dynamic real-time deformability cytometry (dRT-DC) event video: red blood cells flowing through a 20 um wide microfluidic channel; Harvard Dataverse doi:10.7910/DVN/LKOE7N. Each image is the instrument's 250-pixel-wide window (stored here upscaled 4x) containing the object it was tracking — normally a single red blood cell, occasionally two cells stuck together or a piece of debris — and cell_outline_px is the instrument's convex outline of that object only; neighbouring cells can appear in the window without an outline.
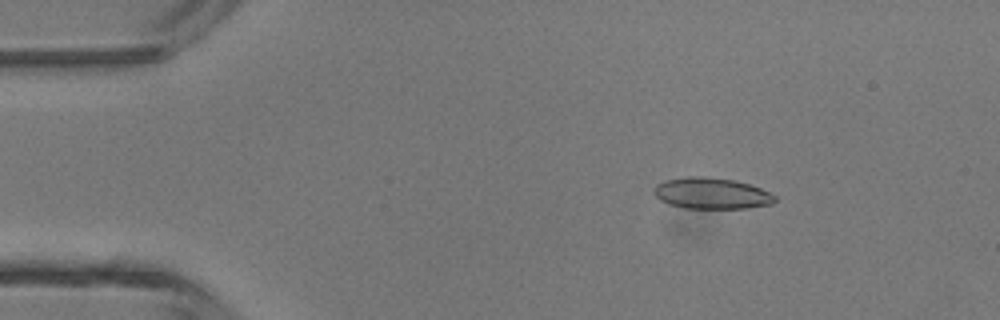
{"species": "common noctule bat (a hibernating species)", "species_latin": "Nyctalus noctula", "temperature_condition": "room temperature", "stored_images_in_passage": 4, "camera_frame_rate_fps": 3000, "um_per_image_px": 0.085, "animal": {"sex": "male", "body_mass_g": 13.3}, "frame": {"image": 1, "passage_image": 2, "time_ms": 0.333, "image_size_px": [1000, 320], "cell_outline_px": [[776, 200], [772, 204], [744, 208], [684, 208], [668, 204], [660, 200], [652, 192], [652, 188], [656, 184], [664, 180], [684, 176], [704, 176], [736, 180], [760, 188], [776, 196]], "centroid_in_image_um": [60.42, 16.42], "position_along_channel_um": 24.6, "area_um2": 22.2}}
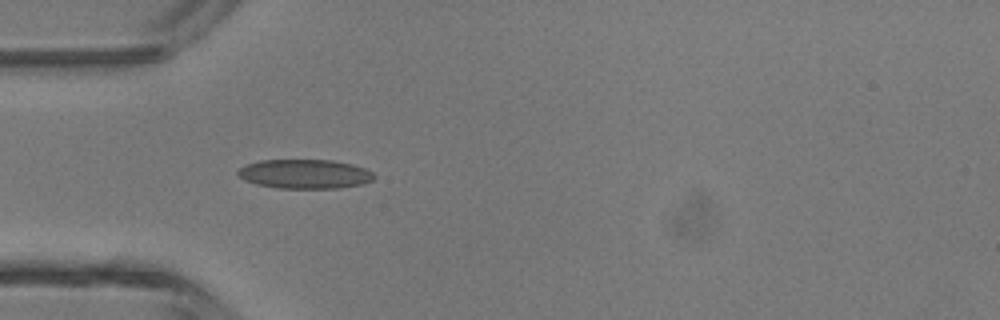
{"frame": {"image": 2, "passage_image": 4, "time_ms": 1.0, "image_size_px": [1000, 320], "cell_outline_px": [[376, 176], [372, 180], [364, 184], [336, 188], [276, 188], [256, 184], [244, 180], [236, 172], [240, 168], [248, 164], [260, 160], [332, 160], [352, 164], [364, 168], [372, 172]], "centroid_in_image_um": [25.92, 14.79], "position_along_channel_um": 59.1, "area_um2": 23.18}}